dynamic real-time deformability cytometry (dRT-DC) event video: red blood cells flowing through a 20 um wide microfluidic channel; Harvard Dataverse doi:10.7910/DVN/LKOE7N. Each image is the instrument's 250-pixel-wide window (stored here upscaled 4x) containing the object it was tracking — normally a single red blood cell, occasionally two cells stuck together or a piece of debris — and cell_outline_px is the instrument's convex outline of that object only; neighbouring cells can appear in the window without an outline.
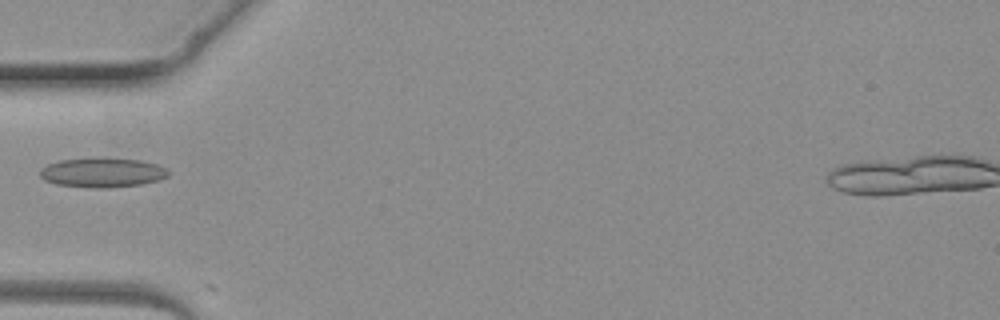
{"species": "common noctule bat (a hibernating species)", "species_latin": "Nyctalus noctula", "temperature_condition": "warm", "stored_images_in_passage": 4, "camera_frame_rate_fps": 3000, "um_per_image_px": 0.085, "animal": {"sex": "female", "body_mass_g": 19.3, "forearm_length_mm": 54.1}, "frame": {"image": 1, "passage_image": 4, "time_ms": 3.667, "image_size_px": [1000, 320], "cell_outline_px": [[168, 176], [160, 180], [140, 184], [108, 188], [92, 188], [56, 184], [44, 180], [40, 176], [40, 168], [48, 164], [60, 160], [92, 156], [100, 156], [140, 160], [156, 164], [168, 168]], "centroid_in_image_um": [8.69, 14.64], "position_along_channel_um": 76.3, "area_um2": 22.66}}